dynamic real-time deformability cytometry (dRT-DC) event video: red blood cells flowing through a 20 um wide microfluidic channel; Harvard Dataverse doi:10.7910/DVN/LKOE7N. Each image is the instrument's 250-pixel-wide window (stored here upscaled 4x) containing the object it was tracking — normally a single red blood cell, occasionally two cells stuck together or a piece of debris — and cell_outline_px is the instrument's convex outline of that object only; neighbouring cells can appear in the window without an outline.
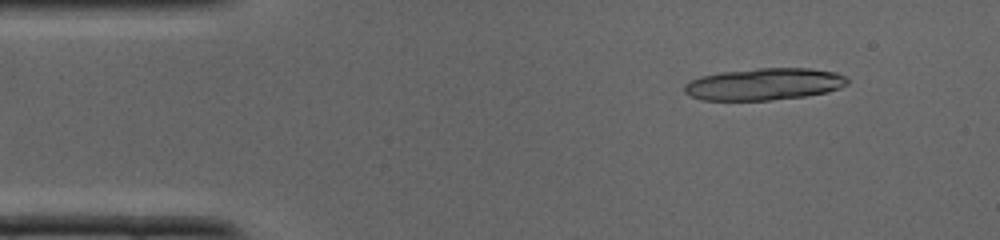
{"species": "common noctule bat (a hibernating species)", "species_latin": "Nyctalus noctula", "temperature_condition": "cold", "stored_images_in_passage": 10, "camera_frame_rate_fps": 3000, "um_per_image_px": 0.085, "animal": {"sex": "male", "body_mass_g": 19.0, "forearm_length_mm": 50.8}, "frame": {"image": 1, "passage_image": 4, "time_ms": 1.0, "image_size_px": [1000, 240], "cell_outline_px": [[836, 76], [832, 88], [820, 92], [792, 96], [760, 100], [716, 100], [712, 76], [752, 72], [828, 72]], "centroid_in_image_um": [65.47, 7.22], "position_along_channel_um": 19.5, "area_um2": 20.98}}